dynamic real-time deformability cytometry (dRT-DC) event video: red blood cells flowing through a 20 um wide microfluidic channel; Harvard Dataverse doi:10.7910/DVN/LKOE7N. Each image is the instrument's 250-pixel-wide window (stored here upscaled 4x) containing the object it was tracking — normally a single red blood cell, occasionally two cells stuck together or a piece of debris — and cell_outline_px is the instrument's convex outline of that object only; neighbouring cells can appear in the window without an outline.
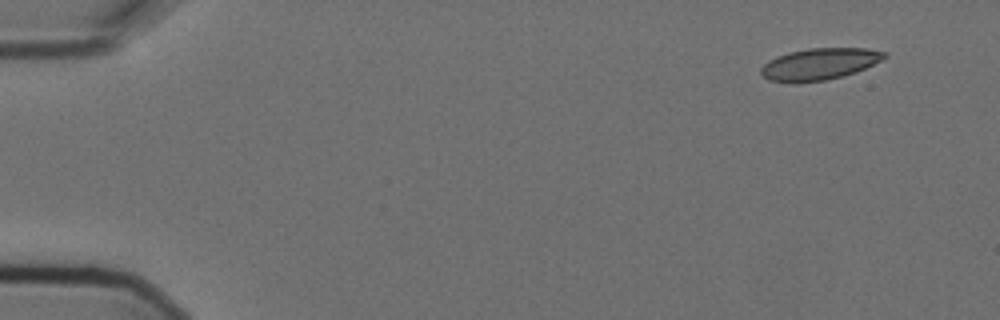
{"species": "Egyptian fruit bat (a non-hibernating species)", "species_latin": "Rousettus aegyptiacus", "temperature_condition": "cold", "stored_images_in_passage": 10, "camera_frame_rate_fps": 3000, "um_per_image_px": 0.085, "animal": {"sex": "female"}, "frame": {"image": 1, "passage_image": 1, "time_ms": 0.0, "image_size_px": [1000, 320], "cell_outline_px": [[888, 56], [856, 72], [824, 80], [768, 80], [760, 72], [760, 68], [768, 60], [776, 56], [788, 52], [808, 48], [868, 48], [888, 52]], "centroid_in_image_um": [69.68, 5.39], "position_along_channel_um": 15.3, "area_um2": 22.14}}
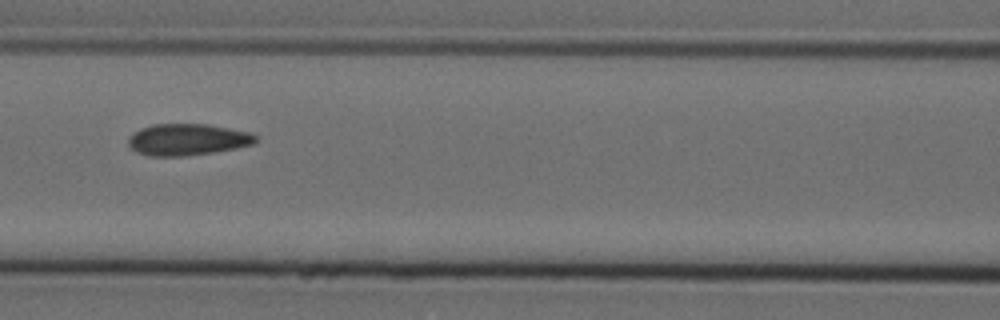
{"frame": {"image": 2, "passage_image": 6, "time_ms": 1.667, "image_size_px": [1000, 320], "cell_outline_px": [[260, 136], [256, 144], [236, 148], [212, 152], [184, 156], [148, 156], [136, 152], [128, 144], [128, 136], [140, 128], [152, 124], [208, 124], [252, 132]], "centroid_in_image_um": [15.98, 11.85], "position_along_channel_um": 150.6, "area_um2": 23.81}}
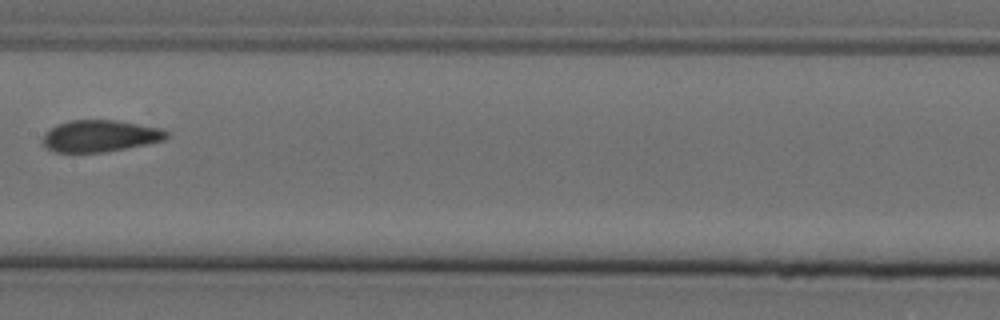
{"frame": {"image": 3, "passage_image": 7, "time_ms": 2.0, "image_size_px": [1000, 320], "cell_outline_px": [[168, 136], [164, 140], [104, 152], [56, 152], [48, 148], [40, 140], [44, 132], [56, 124], [68, 120], [116, 120], [164, 128], [168, 132]], "centroid_in_image_um": [8.47, 11.54], "position_along_channel_um": 198.9, "area_um2": 23.0}}